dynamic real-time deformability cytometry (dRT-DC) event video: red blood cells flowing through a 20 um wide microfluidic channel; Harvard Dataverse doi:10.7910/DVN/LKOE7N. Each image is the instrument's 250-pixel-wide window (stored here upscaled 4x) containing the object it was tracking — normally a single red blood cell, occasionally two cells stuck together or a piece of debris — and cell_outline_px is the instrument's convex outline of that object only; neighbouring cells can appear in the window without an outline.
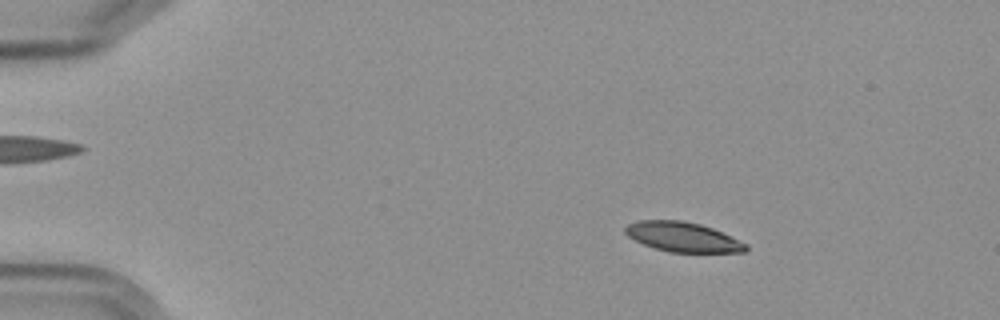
{"species": "Egyptian fruit bat (a non-hibernating species)", "species_latin": "Rousettus aegyptiacus", "temperature_condition": "cold", "stored_images_in_passage": 8, "camera_frame_rate_fps": 3000, "um_per_image_px": 0.085, "frame": {"image": 1, "passage_image": 1, "time_ms": 0.0, "image_size_px": [1000, 320], "cell_outline_px": [[748, 248], [744, 252], [668, 252], [652, 248], [628, 236], [624, 232], [624, 228], [628, 224], [636, 220], [680, 220], [700, 224], [712, 228], [748, 244]], "centroid_in_image_um": [58.01, 20.14], "position_along_channel_um": 27.0, "area_um2": 20.87}}
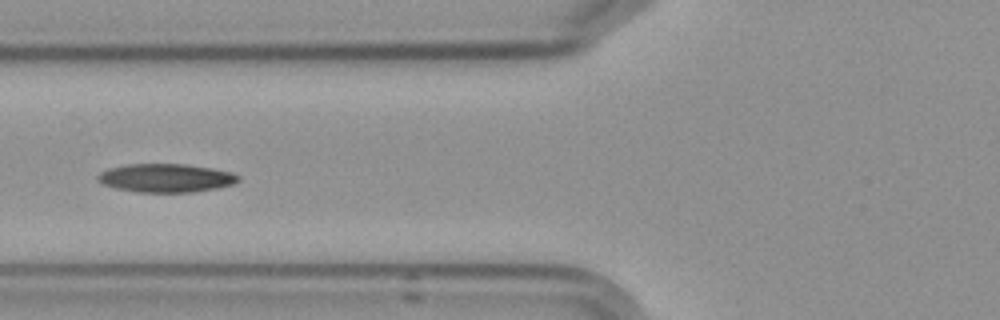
{"frame": {"image": 2, "passage_image": 5, "time_ms": 4.667, "image_size_px": [1000, 320], "cell_outline_px": [[240, 180], [232, 184], [216, 188], [192, 192], [136, 192], [116, 188], [104, 184], [96, 180], [96, 176], [100, 172], [108, 168], [128, 164], [184, 164], [212, 168], [232, 172], [240, 176]], "centroid_in_image_um": [14.09, 15.12], "position_along_channel_um": 111.7, "area_um2": 23.35}}
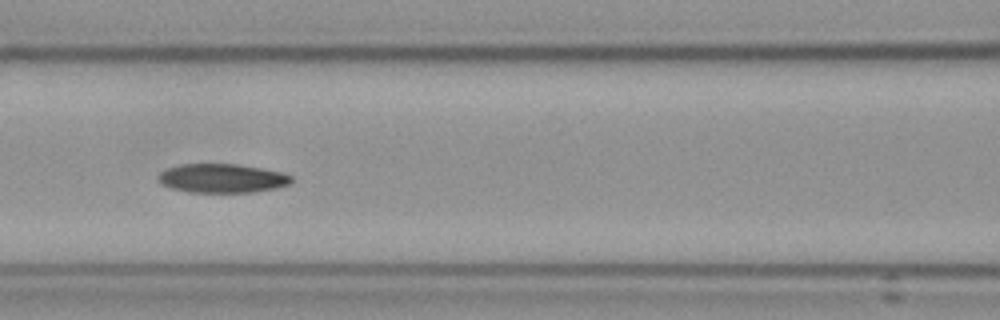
{"frame": {"image": 3, "passage_image": 6, "time_ms": 5.667, "image_size_px": [1000, 320], "cell_outline_px": [[292, 180], [288, 184], [276, 188], [252, 192], [188, 192], [172, 188], [156, 180], [156, 176], [164, 168], [180, 164], [236, 164], [284, 172], [292, 176]], "centroid_in_image_um": [18.84, 15.14], "position_along_channel_um": 147.8, "area_um2": 22.54}}